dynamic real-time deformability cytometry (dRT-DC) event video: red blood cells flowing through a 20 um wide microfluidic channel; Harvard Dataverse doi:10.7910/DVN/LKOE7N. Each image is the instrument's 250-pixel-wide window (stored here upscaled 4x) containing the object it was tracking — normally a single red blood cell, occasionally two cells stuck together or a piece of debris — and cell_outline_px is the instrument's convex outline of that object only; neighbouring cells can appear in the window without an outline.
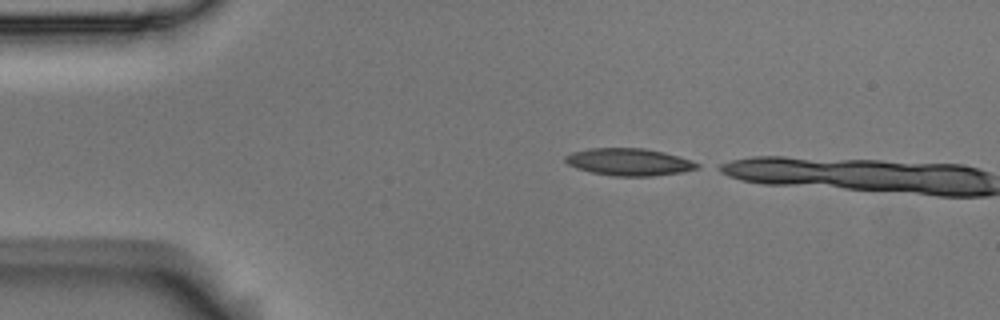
{"species": "Egyptian fruit bat (a non-hibernating species)", "species_latin": "Rousettus aegyptiacus", "temperature_condition": "room temperature", "stored_images_in_passage": 5, "segment_of_instrument_passage": [2, 2], "camera_frame_rate_fps": 3000, "um_per_image_px": 0.085, "animal": {"sex": "male"}, "frame": {"image": 1, "passage_image": 5, "time_ms": 1.333, "image_size_px": [1000, 320], "cell_outline_px": [[700, 168], [680, 172], [652, 176], [612, 176], [592, 172], [576, 168], [568, 164], [564, 160], [564, 156], [572, 152], [588, 148], [644, 148], [664, 152], [680, 156], [692, 160], [700, 164]], "centroid_in_image_um": [53.47, 13.76], "position_along_channel_um": 31.5, "area_um2": 21.04}}